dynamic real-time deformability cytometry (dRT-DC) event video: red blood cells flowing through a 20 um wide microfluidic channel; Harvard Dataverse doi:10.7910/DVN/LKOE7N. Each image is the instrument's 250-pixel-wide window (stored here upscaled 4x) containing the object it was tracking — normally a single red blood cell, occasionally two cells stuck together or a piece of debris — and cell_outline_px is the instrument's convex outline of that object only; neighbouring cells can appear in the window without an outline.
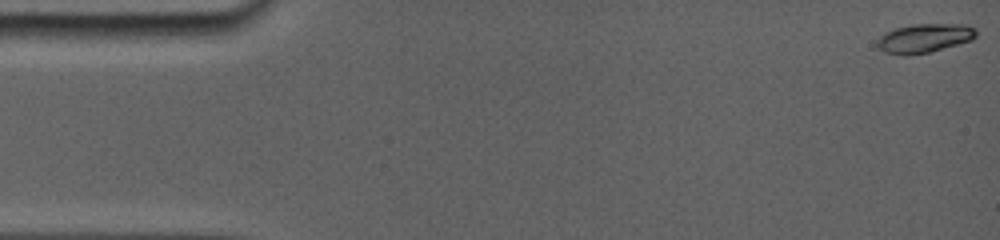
{"species": "common noctule bat (a hibernating species)", "species_latin": "Nyctalus noctula", "temperature_condition": "room temperature", "stored_images_in_passage": 12, "camera_frame_rate_fps": 5000, "um_per_image_px": 0.085, "animal": {"sex": "female", "body_mass_g": 19.0, "forearm_length_mm": 56.7}, "frame": {"image": 1, "passage_image": 1, "time_ms": 0.0, "image_size_px": [1000, 240], "cell_outline_px": [[976, 36], [972, 40], [928, 52], [908, 56], [900, 56], [884, 52], [876, 44], [876, 40], [884, 32], [896, 28], [912, 24], [964, 24], [976, 28]], "centroid_in_image_um": [78.53, 3.25], "position_along_channel_um": 6.5, "area_um2": 16.82}}
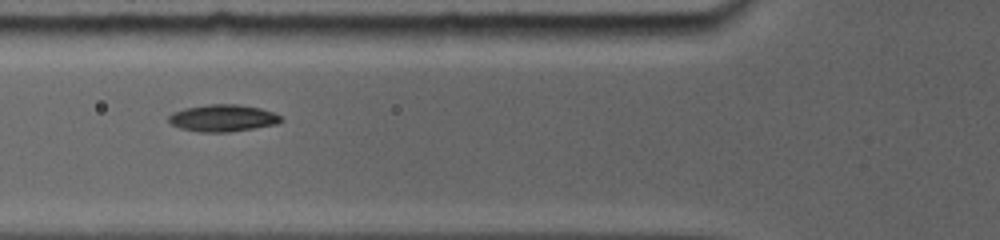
{"frame": {"image": 2, "passage_image": 7, "time_ms": 6.0, "image_size_px": [1000, 240], "cell_outline_px": [[280, 120], [276, 124], [252, 128], [224, 132], [204, 132], [184, 128], [172, 124], [168, 120], [168, 116], [184, 108], [204, 104], [236, 104], [260, 108], [272, 112], [280, 116]], "centroid_in_image_um": [18.92, 10.01], "position_along_channel_um": 106.9, "area_um2": 17.17}}
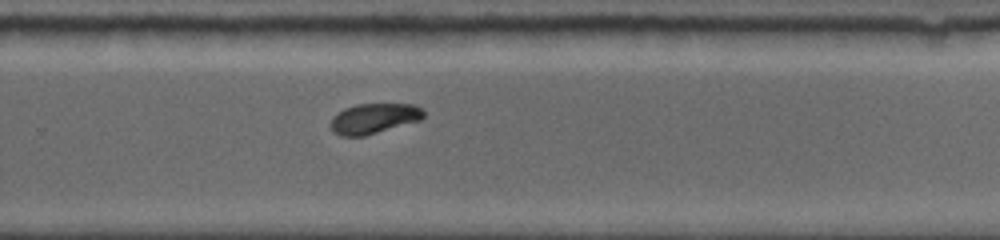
{"frame": {"image": 3, "passage_image": 12, "time_ms": 11.0, "image_size_px": [1000, 240], "cell_outline_px": [[424, 116], [420, 120], [364, 136], [340, 136], [332, 132], [332, 116], [344, 108], [356, 104], [416, 104], [424, 112]], "centroid_in_image_um": [31.77, 10.06], "position_along_channel_um": 298.0, "area_um2": 16.3}}